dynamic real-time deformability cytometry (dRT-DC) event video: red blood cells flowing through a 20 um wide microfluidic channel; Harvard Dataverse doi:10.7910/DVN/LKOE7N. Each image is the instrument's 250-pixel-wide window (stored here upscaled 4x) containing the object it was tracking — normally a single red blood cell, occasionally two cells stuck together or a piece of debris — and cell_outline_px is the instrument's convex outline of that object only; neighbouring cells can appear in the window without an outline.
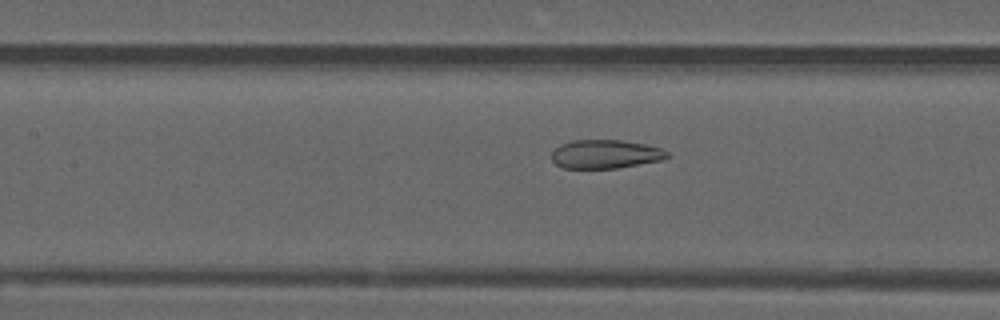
{"species": "common noctule bat (a hibernating species)", "species_latin": "Nyctalus noctula", "temperature_condition": "warm", "stored_images_in_passage": 37, "camera_frame_rate_fps": 3000, "um_per_image_px": 0.085, "animal": {"sex": "male", "forearm_length_mm": 52.5}, "frame": {"image": 1, "passage_image": 8, "time_ms": 2.333, "image_size_px": [1000, 320], "cell_outline_px": [[672, 156], [660, 160], [616, 168], [564, 168], [556, 164], [552, 160], [552, 152], [560, 144], [572, 140], [620, 140], [648, 144], [660, 148], [668, 152]], "centroid_in_image_um": [51.47, 13.09], "position_along_channel_um": 155.9, "area_um2": 19.31}}
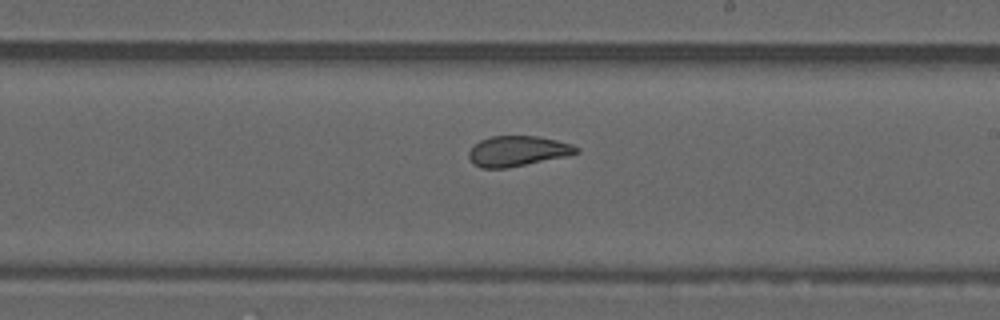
{"frame": {"image": 2, "passage_image": 15, "time_ms": 4.667, "image_size_px": [1000, 320], "cell_outline_px": [[580, 152], [568, 156], [508, 168], [480, 168], [472, 164], [468, 156], [468, 152], [472, 144], [480, 140], [492, 136], [540, 136], [572, 144], [580, 148]], "centroid_in_image_um": [43.98, 12.84], "position_along_channel_um": 245.0, "area_um2": 19.36}}
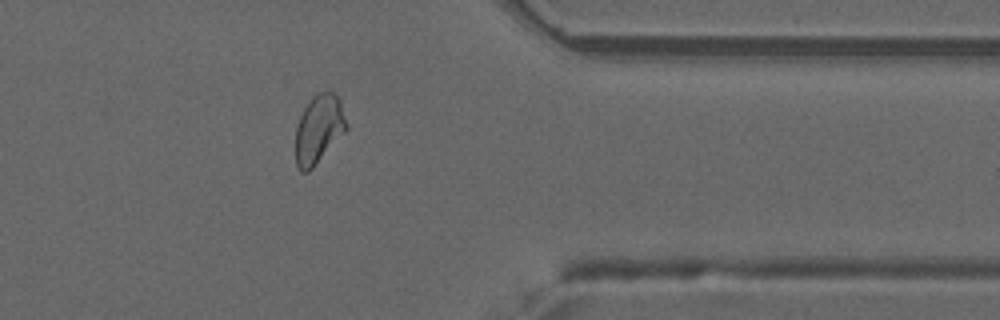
{"frame": {"image": 3, "passage_image": 27, "time_ms": 8.667, "image_size_px": [1000, 320], "cell_outline_px": [[348, 128], [312, 168], [308, 172], [300, 172], [296, 164], [296, 128], [300, 116], [304, 108], [312, 96], [316, 92], [328, 88], [340, 100], [348, 124]], "centroid_in_image_um": [27.1, 10.93], "position_along_channel_um": 384.3, "area_um2": 20.4}, "authors_computed_cell_mechanics": {"area_um2": 20.23, "velocity_mm_per_s": 3.8401, "shape_relaxation_time_tau1_ms": null, "shape_relaxation_time_tau2_ms": 1.2233, "deformation_change_tau1": null, "deformation_change_tau2": 0.077}}